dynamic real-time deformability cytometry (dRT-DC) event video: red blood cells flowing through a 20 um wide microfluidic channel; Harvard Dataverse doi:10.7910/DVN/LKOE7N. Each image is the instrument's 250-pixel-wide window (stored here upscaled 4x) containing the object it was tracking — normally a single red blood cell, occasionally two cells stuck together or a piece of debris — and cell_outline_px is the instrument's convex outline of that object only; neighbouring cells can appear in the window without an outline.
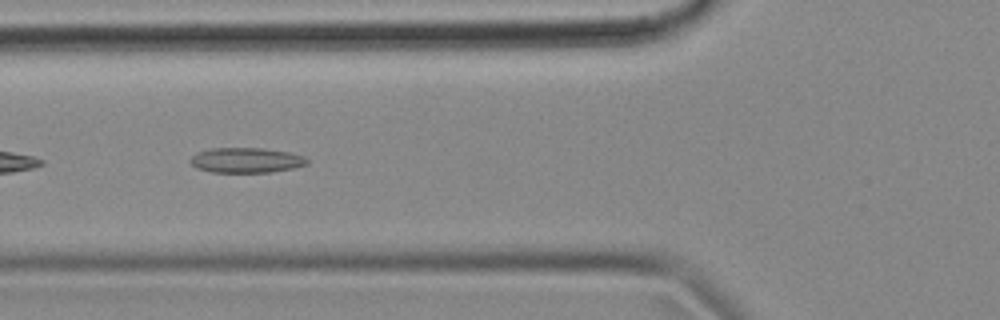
{"species": "common noctule bat (a hibernating species)", "species_latin": "Nyctalus noctula", "temperature_condition": "cold", "stored_images_in_passage": 15, "camera_frame_rate_fps": 3000, "um_per_image_px": 0.085, "animal": {"sex": "female", "body_mass_g": 18.4}, "frame": {"image": 1, "passage_image": 5, "time_ms": 1.333, "image_size_px": [1000, 320], "cell_outline_px": [[308, 164], [292, 168], [272, 172], [212, 172], [196, 168], [188, 160], [196, 152], [212, 148], [264, 148], [288, 152], [304, 156], [308, 160]], "centroid_in_image_um": [20.9, 13.61], "position_along_channel_um": 104.9, "area_um2": 17.11}}